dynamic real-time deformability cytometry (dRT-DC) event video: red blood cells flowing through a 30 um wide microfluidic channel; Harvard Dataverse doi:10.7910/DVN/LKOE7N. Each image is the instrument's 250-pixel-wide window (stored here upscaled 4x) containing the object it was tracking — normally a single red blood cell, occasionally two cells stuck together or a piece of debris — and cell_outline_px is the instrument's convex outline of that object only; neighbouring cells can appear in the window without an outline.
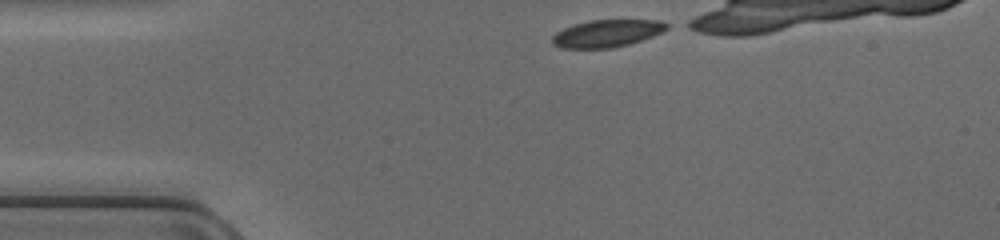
{"species": "common noctule bat (a hibernating species)", "species_latin": "Nyctalus noctula", "temperature_condition": "cold", "stored_images_in_passage": 18, "camera_frame_rate_fps": 3000, "um_per_image_px": 0.085, "animal": {"sex": "female", "body_mass_g": 17.0, "forearm_length_mm": 48.0}, "frame": {"image": 1, "passage_image": 1, "time_ms": 0.0, "image_size_px": [1000, 240], "cell_outline_px": [[668, 28], [652, 36], [628, 44], [612, 48], [560, 48], [552, 44], [552, 36], [556, 32], [572, 24], [588, 20], [660, 20], [668, 24]], "centroid_in_image_um": [51.54, 2.83], "position_along_channel_um": 33.5, "area_um2": 18.21}}
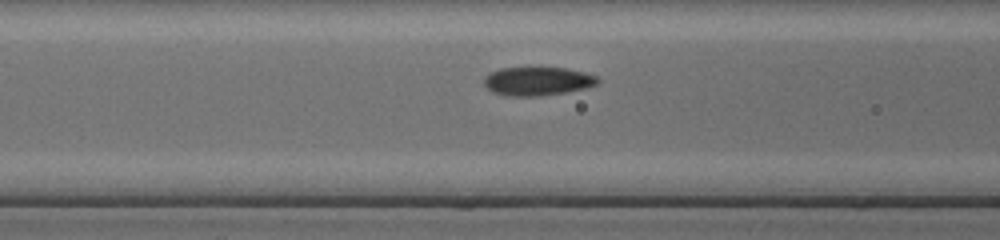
{"frame": {"image": 2, "passage_image": 10, "time_ms": 3.0, "image_size_px": [1000, 240], "cell_outline_px": [[600, 84], [584, 88], [564, 92], [540, 96], [508, 96], [492, 92], [484, 84], [484, 76], [488, 72], [500, 68], [564, 68], [584, 72], [596, 76], [600, 80]], "centroid_in_image_um": [45.67, 6.9], "position_along_channel_um": 120.9, "area_um2": 18.96}}
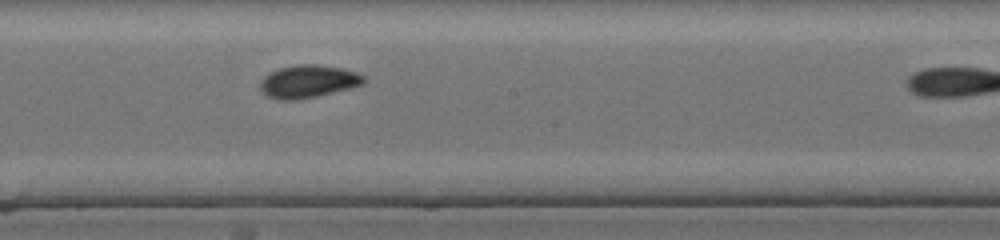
{"frame": {"image": 3, "passage_image": 17, "time_ms": 5.333, "image_size_px": [1000, 240], "cell_outline_px": [[364, 84], [316, 96], [292, 100], [280, 100], [268, 96], [260, 92], [260, 80], [264, 76], [280, 68], [296, 64], [316, 64], [340, 68], [356, 72], [364, 76]], "centroid_in_image_um": [26.15, 6.92], "position_along_channel_um": 222.0, "area_um2": 19.54}}